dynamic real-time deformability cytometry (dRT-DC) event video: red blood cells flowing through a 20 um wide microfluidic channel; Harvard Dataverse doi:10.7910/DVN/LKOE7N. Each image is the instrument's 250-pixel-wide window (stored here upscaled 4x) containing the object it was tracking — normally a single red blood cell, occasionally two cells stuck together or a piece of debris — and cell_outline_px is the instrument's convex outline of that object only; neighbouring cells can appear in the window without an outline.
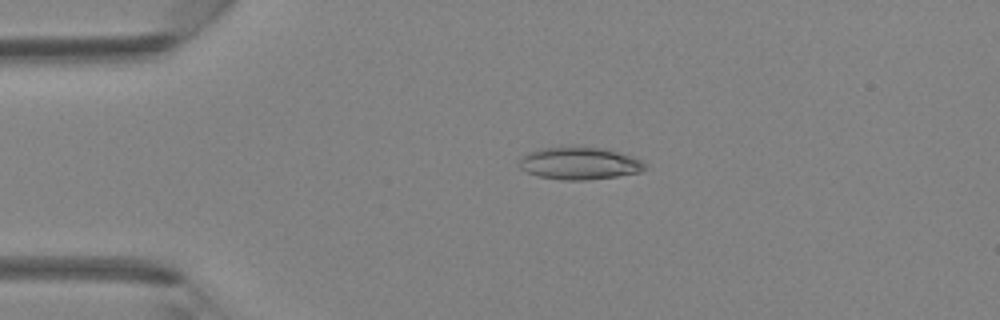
{"species": "Egyptian fruit bat (a non-hibernating species)", "species_latin": "Rousettus aegyptiacus", "temperature_condition": "room temperature", "stored_images_in_passage": 34, "camera_frame_rate_fps": 3000, "um_per_image_px": 0.085, "animal": {"sex": "female"}, "frame": {"image": 1, "passage_image": 1, "time_ms": 0.0, "image_size_px": [1000, 320], "cell_outline_px": [[648, 168], [640, 172], [616, 176], [584, 180], [564, 180], [536, 176], [520, 168], [520, 156], [528, 152], [540, 148], [608, 148], [632, 156], [648, 164]], "centroid_in_image_um": [49.28, 13.89], "position_along_channel_um": 35.7, "area_um2": 23.58}}
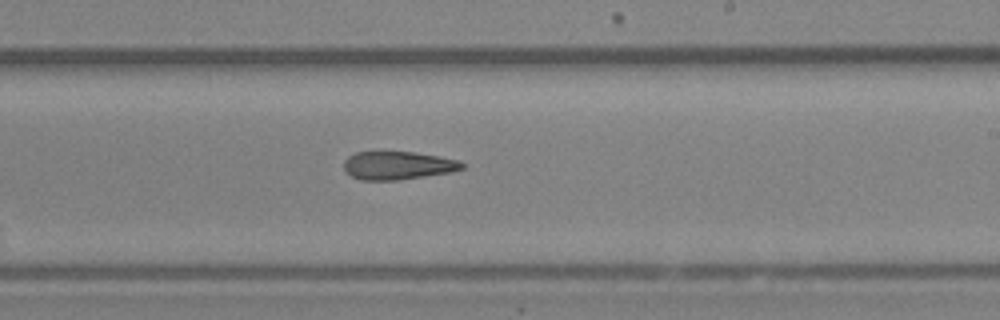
{"frame": {"image": 2, "passage_image": 17, "time_ms": 5.333, "image_size_px": [1000, 320], "cell_outline_px": [[464, 168], [452, 172], [396, 180], [360, 180], [352, 176], [344, 168], [344, 160], [348, 156], [356, 152], [412, 152], [440, 156], [460, 160], [464, 164]], "centroid_in_image_um": [33.84, 14.06], "position_along_channel_um": 255.2, "area_um2": 19.36}}
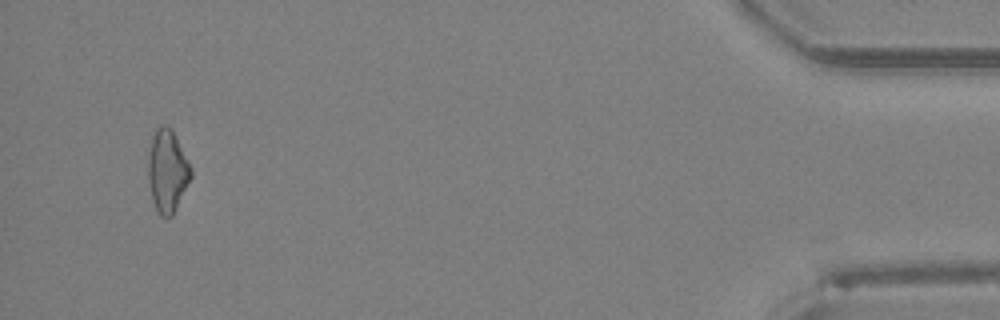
{"frame": {"image": 3, "passage_image": 32, "time_ms": 10.333, "image_size_px": [1000, 320], "cell_outline_px": [[192, 176], [172, 216], [160, 216], [156, 212], [152, 200], [148, 180], [148, 152], [152, 132], [160, 124], [164, 124], [172, 128], [192, 168]], "centroid_in_image_um": [14.2, 14.49], "position_along_channel_um": 421.0, "area_um2": 20.92}}